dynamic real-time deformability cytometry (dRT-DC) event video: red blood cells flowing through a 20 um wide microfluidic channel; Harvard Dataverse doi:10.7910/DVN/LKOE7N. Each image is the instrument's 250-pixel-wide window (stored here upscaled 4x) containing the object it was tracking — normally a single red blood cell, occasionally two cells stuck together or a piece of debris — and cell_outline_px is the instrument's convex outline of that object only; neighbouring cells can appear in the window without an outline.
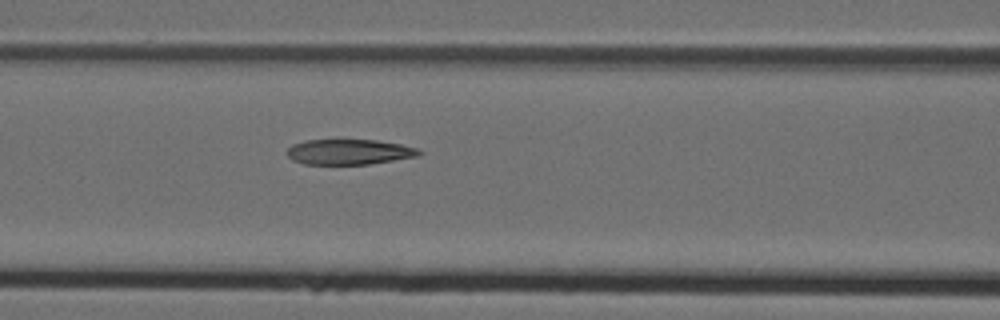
{"species": "Egyptian fruit bat (a non-hibernating species)", "species_latin": "Rousettus aegyptiacus", "temperature_condition": "cold", "stored_images_in_passage": 6, "camera_frame_rate_fps": 3000, "um_per_image_px": 0.085, "animal": {"sex": "female"}, "frame": {"image": 1, "passage_image": 6, "time_ms": 1.667, "image_size_px": [1000, 320], "cell_outline_px": [[424, 152], [420, 156], [368, 164], [304, 164], [292, 160], [284, 152], [292, 144], [304, 140], [376, 140], [400, 144], [416, 148]], "centroid_in_image_um": [29.65, 12.91], "position_along_channel_um": 136.9, "area_um2": 19.59}}